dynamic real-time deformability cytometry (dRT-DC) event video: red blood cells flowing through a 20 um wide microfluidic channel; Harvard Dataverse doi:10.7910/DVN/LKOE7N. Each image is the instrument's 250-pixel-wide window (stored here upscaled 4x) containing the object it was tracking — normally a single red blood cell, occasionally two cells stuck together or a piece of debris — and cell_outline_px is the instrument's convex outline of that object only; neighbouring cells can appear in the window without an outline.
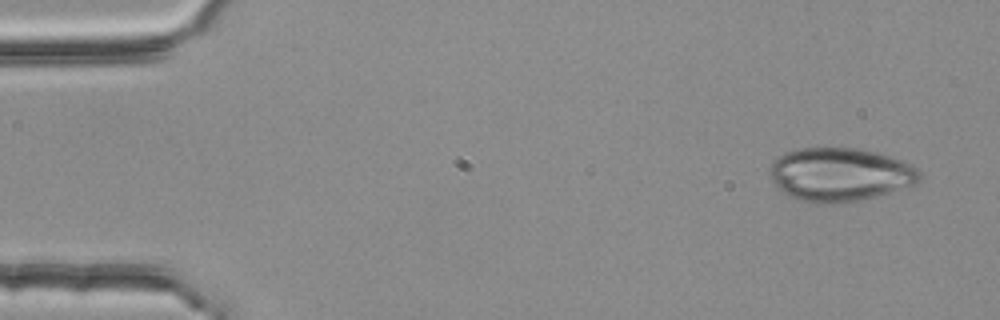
{"species": "common noctule bat (a hibernating species)", "species_latin": "Nyctalus noctula", "temperature_condition": "room temperature", "stored_images_in_passage": 3, "camera_frame_rate_fps": 3000, "um_per_image_px": 0.085, "animal": {"sex": "female", "body_mass_g": 25.1}, "frame": {"image": 1, "passage_image": 1, "time_ms": 0.0, "image_size_px": [1000, 320], "cell_outline_px": [[920, 180], [912, 184], [876, 196], [856, 200], [820, 204], [812, 204], [796, 200], [788, 196], [772, 180], [768, 168], [784, 152], [800, 148], [856, 148], [876, 152], [892, 156], [912, 164], [920, 172]], "centroid_in_image_um": [71.37, 14.82], "position_along_channel_um": 13.6, "area_um2": 46.41}}